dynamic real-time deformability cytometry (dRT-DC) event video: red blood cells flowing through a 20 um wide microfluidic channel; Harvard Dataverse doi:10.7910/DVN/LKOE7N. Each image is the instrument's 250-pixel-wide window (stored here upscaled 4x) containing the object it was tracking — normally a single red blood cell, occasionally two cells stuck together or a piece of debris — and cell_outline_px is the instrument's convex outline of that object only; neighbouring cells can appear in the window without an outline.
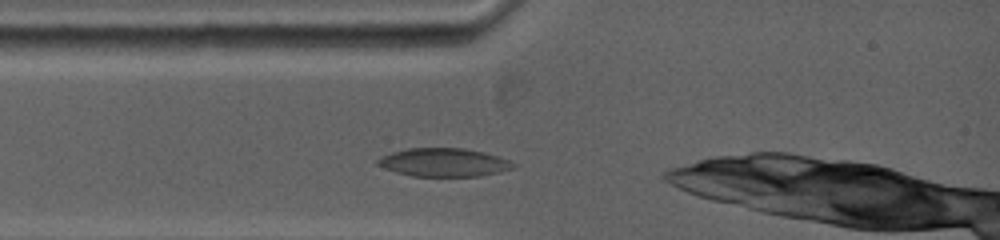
{"species": "common noctule bat (a hibernating species)", "species_latin": "Nyctalus noctula", "temperature_condition": "warm", "stored_images_in_passage": 37, "camera_frame_rate_fps": 5000, "um_per_image_px": 0.085, "animal": {"sex": "female", "body_mass_g": 19.0, "forearm_length_mm": 53.3}, "frame": {"image": 1, "passage_image": 5, "time_ms": 0.8, "image_size_px": [1000, 240], "cell_outline_px": [[516, 164], [512, 168], [500, 172], [480, 176], [412, 176], [396, 172], [384, 168], [376, 164], [376, 160], [392, 152], [408, 148], [464, 148], [484, 152], [508, 160]], "centroid_in_image_um": [37.71, 13.8], "position_along_channel_um": 47.3, "area_um2": 22.25}}
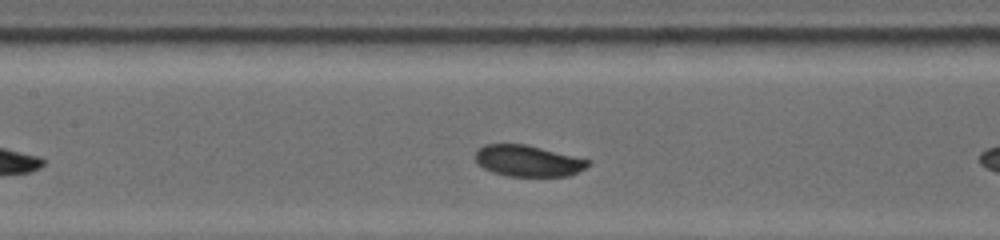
{"frame": {"image": 2, "passage_image": 20, "time_ms": 3.8, "image_size_px": [1000, 240], "cell_outline_px": [[592, 164], [568, 176], [508, 176], [492, 172], [476, 164], [472, 156], [484, 144], [524, 144], [592, 160]], "centroid_in_image_um": [44.84, 13.67], "position_along_channel_um": 162.6, "area_um2": 20.63}}
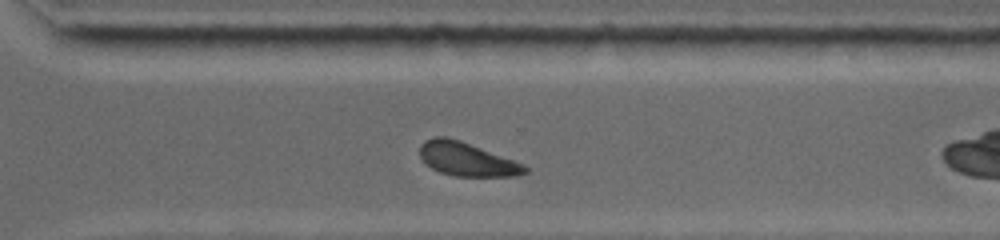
{"frame": {"image": 3, "passage_image": 33, "time_ms": 8.2, "image_size_px": [1000, 240], "cell_outline_px": [[528, 172], [516, 176], [456, 176], [440, 172], [432, 168], [420, 156], [420, 144], [424, 140], [436, 136], [444, 136], [460, 140], [524, 164], [528, 168]], "centroid_in_image_um": [39.68, 13.53], "position_along_channel_um": 330.9, "area_um2": 20.4}, "authors_computed_cell_mechanics": {"area_um2": 20.9236, "velocity_mm_per_s": 3.8312, "shape_relaxation_time_tau1_ms": 2.919, "shape_relaxation_time_tau2_ms": null, "deformation_change_tau1": 0.0963, "deformation_change_tau2": null}}